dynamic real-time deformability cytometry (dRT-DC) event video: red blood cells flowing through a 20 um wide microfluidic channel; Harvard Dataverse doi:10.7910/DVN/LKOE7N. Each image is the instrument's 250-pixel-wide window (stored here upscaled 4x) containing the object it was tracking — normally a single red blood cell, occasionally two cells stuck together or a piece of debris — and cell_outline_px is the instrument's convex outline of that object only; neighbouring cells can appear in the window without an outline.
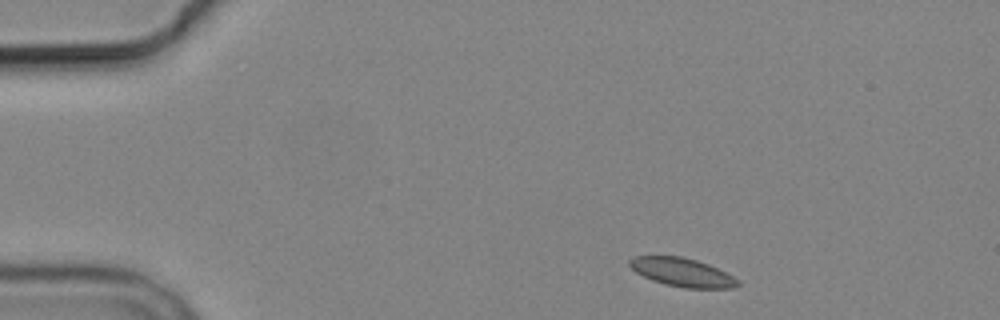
{"species": "common noctule bat (a hibernating species)", "species_latin": "Nyctalus noctula", "temperature_condition": "cold", "stored_images_in_passage": 6, "camera_frame_rate_fps": 3000, "um_per_image_px": 0.085, "animal": {"sex": "male", "body_mass_g": 19.2, "forearm_length_mm": 51.8}, "frame": {"image": 1, "passage_image": 1, "time_ms": 0.0, "image_size_px": [1000, 320], "cell_outline_px": [[740, 284], [736, 288], [684, 288], [664, 284], [652, 280], [636, 272], [628, 264], [628, 260], [632, 256], [680, 256], [696, 260], [708, 264], [740, 280]], "centroid_in_image_um": [57.98, 23.15], "position_along_channel_um": 27.0, "area_um2": 17.98}}
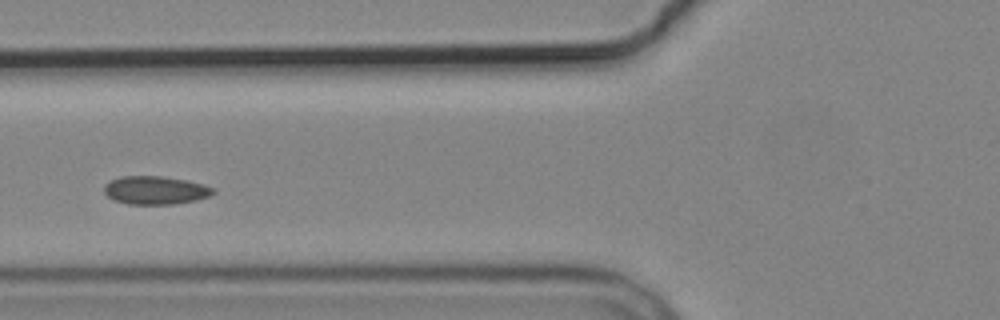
{"frame": {"image": 2, "passage_image": 5, "time_ms": 4.333, "image_size_px": [1000, 320], "cell_outline_px": [[216, 192], [212, 196], [196, 200], [176, 204], [128, 204], [116, 200], [108, 196], [104, 192], [104, 184], [120, 176], [160, 176], [184, 180], [204, 184], [216, 188]], "centroid_in_image_um": [13.26, 16.17], "position_along_channel_um": 112.5, "area_um2": 18.03}}
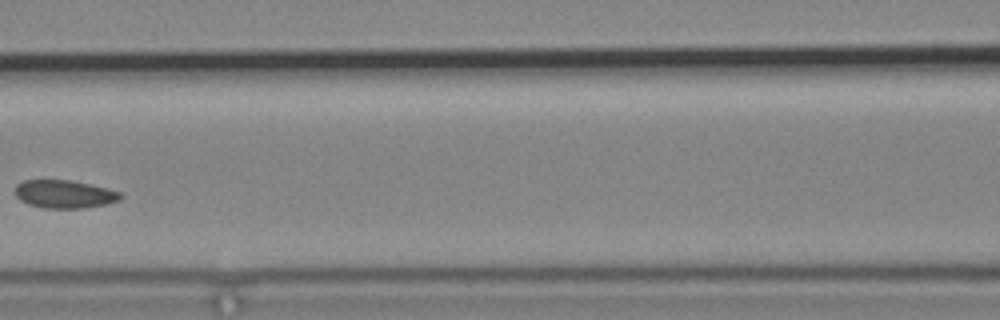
{"frame": {"image": 3, "passage_image": 6, "time_ms": 5.667, "image_size_px": [1000, 320], "cell_outline_px": [[120, 200], [108, 204], [80, 208], [44, 208], [28, 204], [20, 200], [16, 196], [16, 184], [24, 180], [72, 180], [120, 192]], "centroid_in_image_um": [5.44, 16.5], "position_along_channel_um": 161.2, "area_um2": 17.05}}